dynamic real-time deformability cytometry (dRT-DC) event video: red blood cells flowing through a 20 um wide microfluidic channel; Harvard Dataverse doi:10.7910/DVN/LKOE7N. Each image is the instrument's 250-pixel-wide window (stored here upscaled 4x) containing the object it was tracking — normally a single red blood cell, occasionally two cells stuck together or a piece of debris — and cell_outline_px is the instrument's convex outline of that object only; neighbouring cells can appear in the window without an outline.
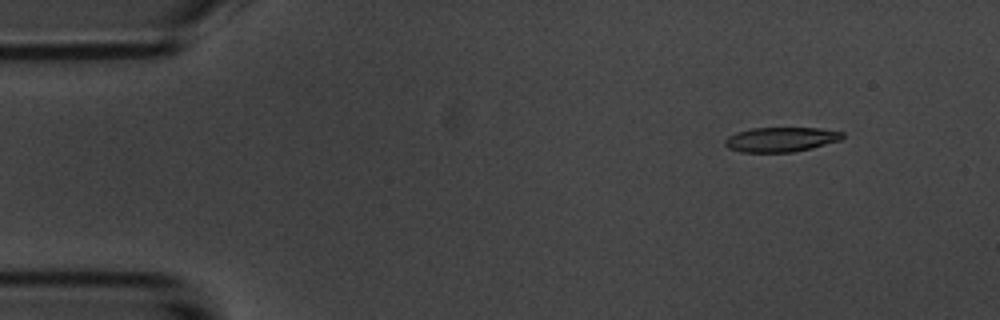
{"species": "common noctule bat (a hibernating species)", "species_latin": "Nyctalus noctula", "temperature_condition": "room temperature", "stored_images_in_passage": 8, "camera_frame_rate_fps": 3000, "um_per_image_px": 0.085, "animal": {"sex": "male", "body_mass_g": 20.1, "forearm_length_mm": 53.5}, "frame": {"image": 1, "passage_image": 1, "time_ms": 0.0, "image_size_px": [1000, 320], "cell_outline_px": [[844, 136], [840, 140], [812, 148], [792, 152], [740, 152], [728, 148], [724, 144], [724, 140], [728, 136], [736, 132], [752, 128], [820, 128], [844, 132]], "centroid_in_image_um": [66.36, 11.85], "position_along_channel_um": 18.6, "area_um2": 16.94}}
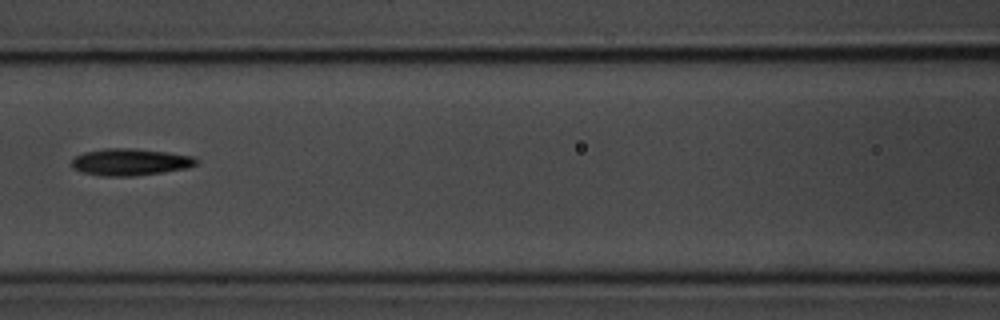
{"frame": {"image": 2, "passage_image": 6, "time_ms": 6.0, "image_size_px": [1000, 320], "cell_outline_px": [[200, 160], [196, 164], [188, 168], [136, 176], [100, 176], [84, 172], [72, 168], [72, 160], [76, 156], [84, 152], [104, 148], [132, 148], [168, 152], [196, 156]], "centroid_in_image_um": [11.11, 13.76], "position_along_channel_um": 155.5, "area_um2": 19.71}}
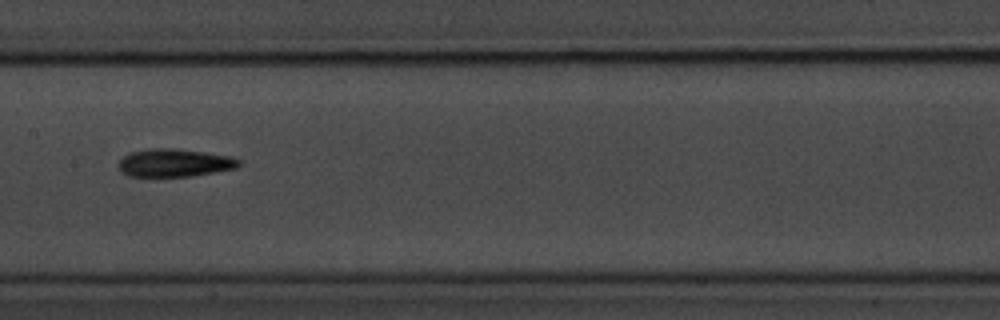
{"frame": {"image": 3, "passage_image": 7, "time_ms": 7.0, "image_size_px": [1000, 320], "cell_outline_px": [[240, 164], [236, 168], [192, 176], [128, 176], [120, 172], [120, 160], [124, 156], [132, 152], [148, 148], [172, 148], [204, 152], [228, 156], [240, 160]], "centroid_in_image_um": [14.82, 13.84], "position_along_channel_um": 192.6, "area_um2": 19.36}}